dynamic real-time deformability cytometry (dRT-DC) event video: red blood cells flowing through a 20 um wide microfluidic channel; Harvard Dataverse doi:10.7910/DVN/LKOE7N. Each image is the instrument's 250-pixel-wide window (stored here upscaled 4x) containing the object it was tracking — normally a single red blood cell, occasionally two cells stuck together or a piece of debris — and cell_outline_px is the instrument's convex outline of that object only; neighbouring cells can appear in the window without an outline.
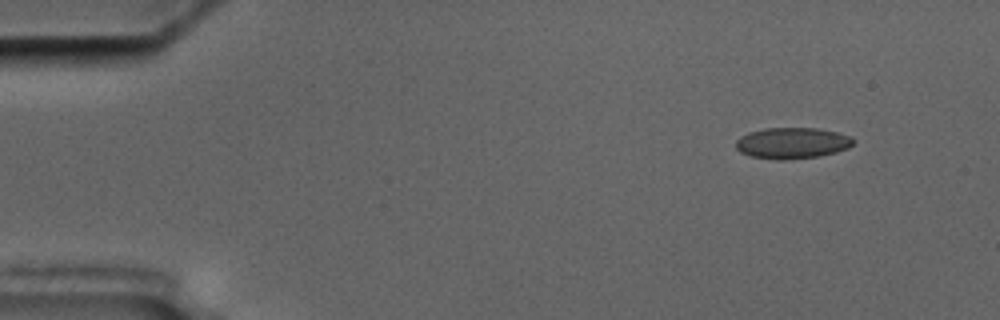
{"species": "common noctule bat (a hibernating species)", "species_latin": "Nyctalus noctula", "temperature_condition": "cold", "stored_images_in_passage": 4, "camera_frame_rate_fps": 3000, "um_per_image_px": 0.085, "animal": {"sex": "male", "body_mass_g": 17.5, "forearm_length_mm": 52.3}, "frame": {"image": 1, "passage_image": 1, "time_ms": 0.0, "image_size_px": [1000, 320], "cell_outline_px": [[852, 144], [848, 148], [836, 152], [816, 156], [780, 160], [752, 156], [740, 152], [736, 148], [736, 140], [740, 136], [748, 132], [764, 128], [816, 128], [836, 132], [852, 136]], "centroid_in_image_um": [67.3, 12.15], "position_along_channel_um": 17.7, "area_um2": 21.1}}